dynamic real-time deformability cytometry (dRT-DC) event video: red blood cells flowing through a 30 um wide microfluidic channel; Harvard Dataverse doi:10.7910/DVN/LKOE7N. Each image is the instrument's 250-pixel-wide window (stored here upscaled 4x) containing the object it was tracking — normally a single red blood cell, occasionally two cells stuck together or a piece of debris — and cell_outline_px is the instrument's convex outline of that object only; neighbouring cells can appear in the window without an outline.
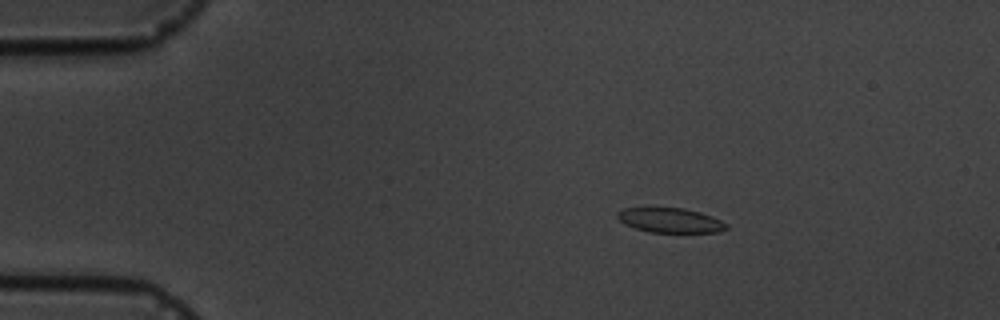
{"species": "common noctule bat (a hibernating species)", "species_latin": "Nyctalus noctula", "temperature_condition": "cold", "stored_images_in_passage": 3, "camera_frame_rate_fps": 3000, "um_per_image_px": 0.085, "animal": {"sex": "male", "body_mass_g": 19.5, "forearm_length_mm": 54.6}, "frame": {"image": 1, "passage_image": 1, "time_ms": 0.0, "image_size_px": [1000, 320], "cell_outline_px": [[728, 228], [720, 232], [648, 232], [624, 224], [616, 216], [616, 212], [624, 208], [684, 208], [700, 212], [712, 216], [728, 224]], "centroid_in_image_um": [56.97, 18.73], "position_along_channel_um": 28.0, "area_um2": 15.66}}